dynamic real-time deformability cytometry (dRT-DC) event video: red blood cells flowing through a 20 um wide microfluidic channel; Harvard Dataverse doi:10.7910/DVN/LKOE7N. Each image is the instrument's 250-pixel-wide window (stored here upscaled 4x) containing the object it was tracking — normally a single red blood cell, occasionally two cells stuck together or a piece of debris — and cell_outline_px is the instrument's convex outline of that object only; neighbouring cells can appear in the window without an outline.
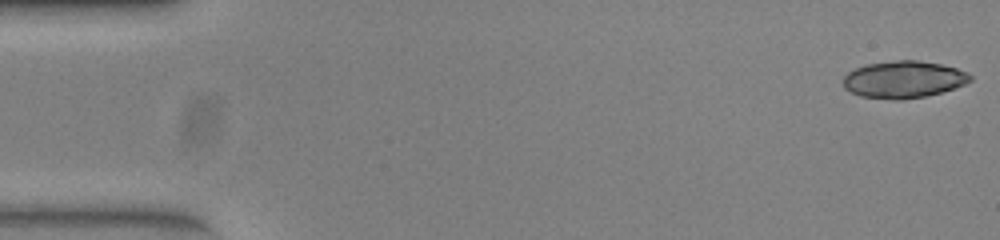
{"species": "common noctule bat (a hibernating species)", "species_latin": "Nyctalus noctula", "temperature_condition": "warm", "stored_images_in_passage": 47, "camera_frame_rate_fps": 3000, "um_per_image_px": 0.085, "animal": {"sex": "female", "body_mass_g": 23.0, "forearm_length_mm": 53.4}, "frame": {"image": 1, "passage_image": 1, "time_ms": 0.0, "image_size_px": [1000, 240], "cell_outline_px": [[972, 80], [964, 84], [940, 92], [924, 96], [900, 100], [892, 100], [860, 96], [844, 88], [844, 76], [848, 72], [864, 64], [896, 60], [916, 60], [940, 64], [956, 68], [968, 72], [972, 76]], "centroid_in_image_um": [76.79, 6.75], "position_along_channel_um": 8.2, "area_um2": 27.34}}
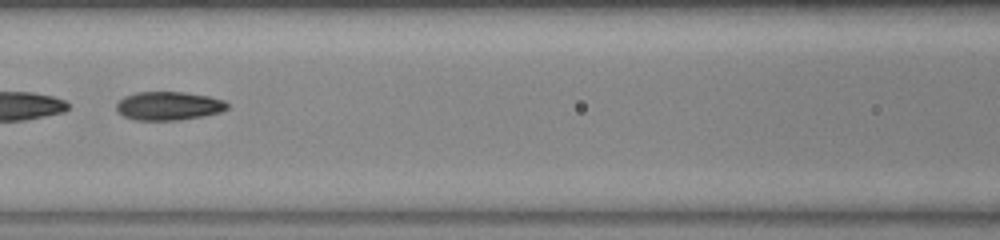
{"frame": {"image": 2, "passage_image": 23, "time_ms": 7.333, "image_size_px": [1000, 240], "cell_outline_px": [[228, 108], [220, 112], [200, 116], [176, 120], [136, 120], [124, 116], [116, 112], [116, 104], [124, 96], [136, 92], [184, 92], [208, 96], [224, 100], [228, 104]], "centroid_in_image_um": [14.3, 8.99], "position_along_channel_um": 152.3, "area_um2": 18.38}}
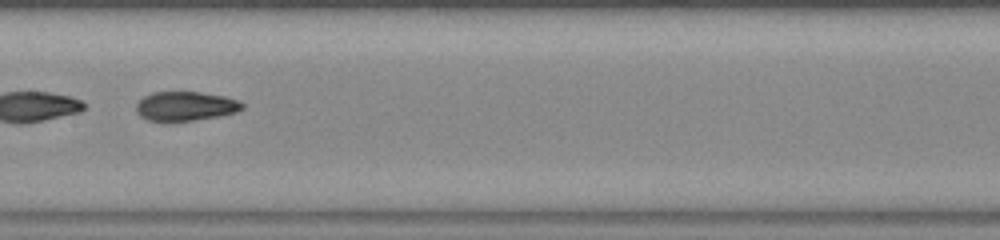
{"frame": {"image": 3, "passage_image": 26, "time_ms": 8.333, "image_size_px": [1000, 240], "cell_outline_px": [[244, 108], [236, 112], [196, 120], [148, 120], [140, 116], [136, 112], [136, 104], [144, 96], [152, 92], [200, 92], [224, 96], [236, 100], [244, 104]], "centroid_in_image_um": [15.75, 9.01], "position_along_channel_um": 191.6, "area_um2": 17.8}}